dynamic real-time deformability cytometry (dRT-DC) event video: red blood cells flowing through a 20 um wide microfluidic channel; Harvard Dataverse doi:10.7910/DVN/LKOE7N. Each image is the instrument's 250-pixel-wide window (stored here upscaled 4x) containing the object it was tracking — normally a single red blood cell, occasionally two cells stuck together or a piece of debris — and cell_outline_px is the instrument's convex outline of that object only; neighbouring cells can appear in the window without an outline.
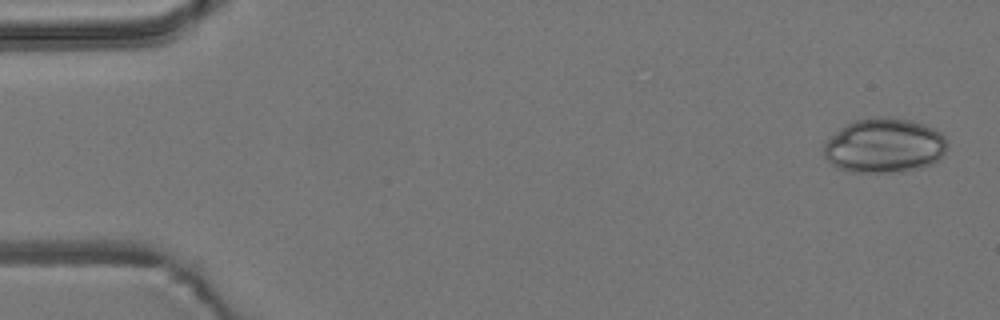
{"species": "common noctule bat (a hibernating species)", "species_latin": "Nyctalus noctula", "temperature_condition": "room temperature", "stored_images_in_passage": 6, "camera_frame_rate_fps": 3000, "um_per_image_px": 0.085, "animal": {"sex": "male", "body_mass_g": 19.2, "forearm_length_mm": 51.8}, "frame": {"image": 1, "passage_image": 1, "time_ms": 0.0, "image_size_px": [1000, 320], "cell_outline_px": [[948, 144], [940, 160], [932, 164], [920, 168], [900, 172], [848, 172], [836, 168], [824, 156], [824, 144], [840, 128], [856, 120], [876, 116], [912, 120], [924, 124], [940, 132], [944, 136]], "centroid_in_image_um": [75.19, 12.39], "position_along_channel_um": 9.8, "area_um2": 39.42}}